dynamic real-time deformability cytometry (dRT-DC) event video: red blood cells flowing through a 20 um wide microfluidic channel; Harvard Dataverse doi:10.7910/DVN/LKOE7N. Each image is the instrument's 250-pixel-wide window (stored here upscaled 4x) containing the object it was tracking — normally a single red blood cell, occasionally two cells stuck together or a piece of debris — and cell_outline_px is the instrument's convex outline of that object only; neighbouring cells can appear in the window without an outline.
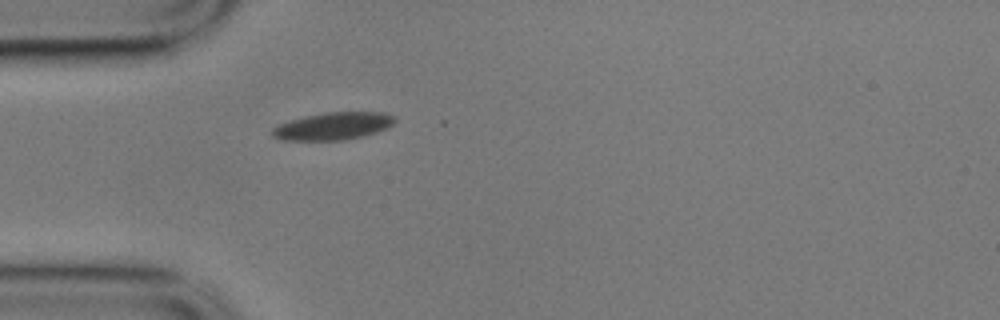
{"species": "common noctule bat (a hibernating species)", "species_latin": "Nyctalus noctula", "temperature_condition": "cold", "stored_images_in_passage": 5, "camera_frame_rate_fps": 3000, "um_per_image_px": 0.085, "animal": {"sex": "male", "body_mass_g": 17.9}, "frame": {"image": 1, "passage_image": 1, "time_ms": 0.0, "image_size_px": [1000, 320], "cell_outline_px": [[396, 120], [392, 124], [376, 132], [344, 140], [284, 140], [272, 136], [272, 128], [280, 124], [292, 120], [308, 116], [328, 112], [384, 112], [392, 116]], "centroid_in_image_um": [28.31, 10.72], "position_along_channel_um": 56.7, "area_um2": 19.13}}
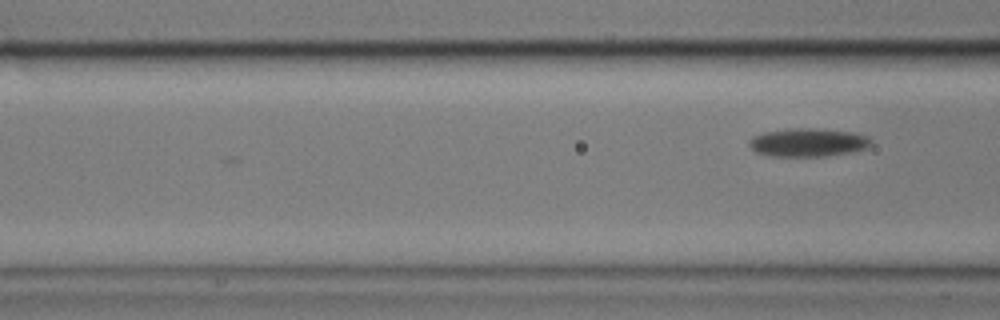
{"frame": {"image": 2, "passage_image": 5, "time_ms": 1.333, "image_size_px": [1000, 320], "cell_outline_px": [[872, 144], [868, 148], [856, 152], [828, 156], [768, 156], [756, 152], [748, 144], [752, 136], [764, 132], [792, 128], [812, 128], [852, 132], [868, 136], [872, 140]], "centroid_in_image_um": [68.73, 12.12], "position_along_channel_um": 97.9, "area_um2": 20.4}}